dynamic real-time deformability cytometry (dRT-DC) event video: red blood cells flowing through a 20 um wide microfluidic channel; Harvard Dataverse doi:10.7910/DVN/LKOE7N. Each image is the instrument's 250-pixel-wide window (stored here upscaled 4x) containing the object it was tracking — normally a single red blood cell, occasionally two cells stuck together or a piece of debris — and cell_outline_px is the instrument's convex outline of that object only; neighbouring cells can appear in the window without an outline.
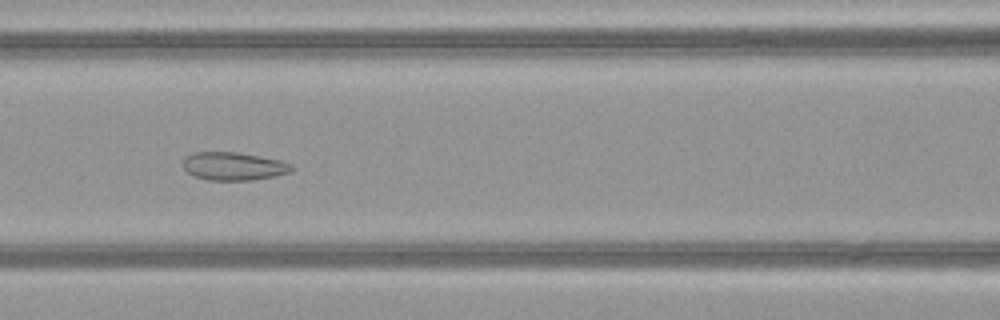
{"species": "common noctule bat (a hibernating species)", "species_latin": "Nyctalus noctula", "temperature_condition": "warm", "stored_images_in_passage": 51, "camera_frame_rate_fps": 3000, "um_per_image_px": 0.085, "animal": {"sex": "female", "body_mass_g": 21.9}, "frame": {"image": 1, "passage_image": 23, "time_ms": 7.333, "image_size_px": [1000, 320], "cell_outline_px": [[296, 168], [292, 172], [252, 180], [208, 180], [196, 176], [188, 172], [180, 164], [184, 156], [196, 152], [236, 152], [280, 160], [292, 164]], "centroid_in_image_um": [19.85, 14.12], "position_along_channel_um": 146.8, "area_um2": 17.86}}
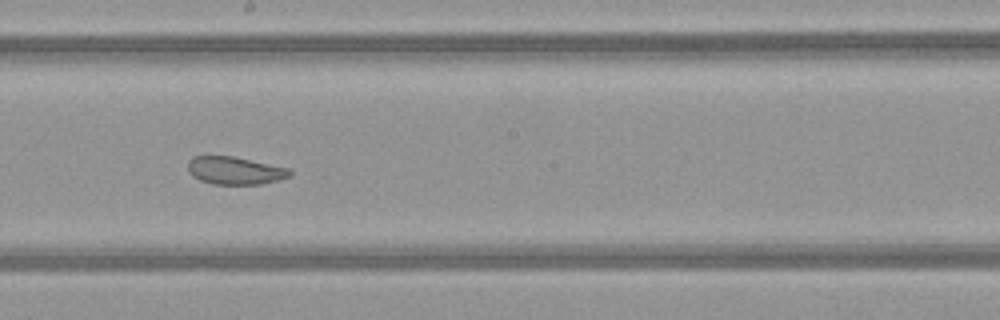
{"frame": {"image": 2, "passage_image": 29, "time_ms": 9.333, "image_size_px": [1000, 320], "cell_outline_px": [[292, 172], [288, 176], [276, 180], [260, 184], [212, 184], [200, 180], [192, 176], [188, 172], [188, 160], [192, 156], [232, 156], [288, 168]], "centroid_in_image_um": [19.9, 14.49], "position_along_channel_um": 228.3, "area_um2": 16.3}}
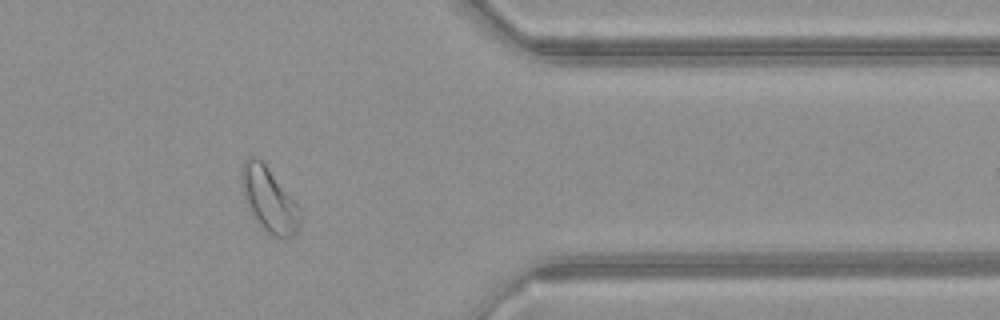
{"frame": {"image": 3, "passage_image": 42, "time_ms": 13.667, "image_size_px": [1000, 320], "cell_outline_px": [[300, 228], [292, 236], [272, 236], [252, 216], [244, 200], [240, 180], [240, 172], [248, 156], [256, 156], [264, 164], [300, 208]], "centroid_in_image_um": [22.83, 16.97], "position_along_channel_um": 388.6, "area_um2": 21.56}, "authors_computed_cell_mechanics": {"area_um2": 23.4668, "velocity_mm_per_s": 4.0859, "shape_relaxation_time_tau1_ms": null, "shape_relaxation_time_tau2_ms": 1.0938, "deformation_change_tau1": null, "deformation_change_tau2": 0.0767}}